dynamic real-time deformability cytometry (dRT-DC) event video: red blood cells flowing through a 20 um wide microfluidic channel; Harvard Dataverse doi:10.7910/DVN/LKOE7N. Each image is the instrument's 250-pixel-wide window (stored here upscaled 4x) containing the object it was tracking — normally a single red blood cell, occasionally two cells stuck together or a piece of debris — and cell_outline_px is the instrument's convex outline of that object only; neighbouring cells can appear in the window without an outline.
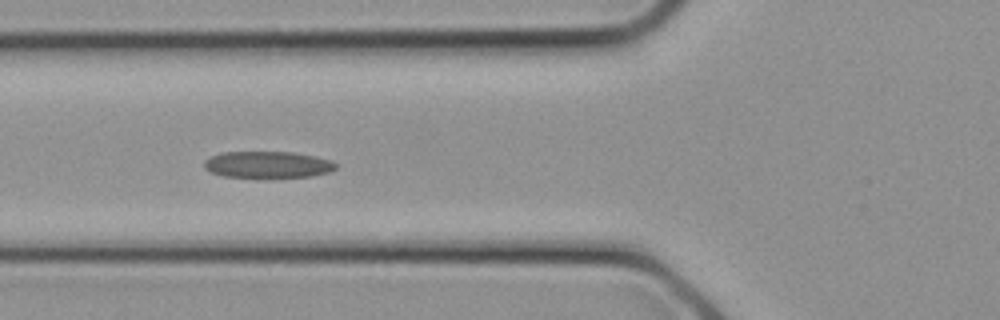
{"species": "common noctule bat (a hibernating species)", "species_latin": "Nyctalus noctula", "temperature_condition": "cold", "stored_images_in_passage": 12, "camera_frame_rate_fps": 3000, "um_per_image_px": 0.085, "animal": {"sex": "female", "body_mass_g": 21.9}, "frame": {"image": 1, "passage_image": 9, "time_ms": 2.667, "image_size_px": [1000, 320], "cell_outline_px": [[336, 168], [328, 172], [312, 176], [224, 176], [212, 172], [204, 168], [204, 160], [212, 156], [224, 152], [292, 152], [316, 156], [332, 160], [336, 164]], "centroid_in_image_um": [22.77, 13.97], "position_along_channel_um": 103.0, "area_um2": 19.94}}
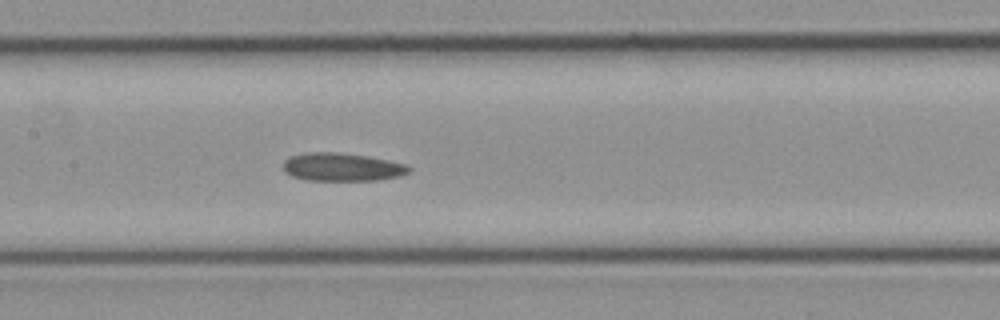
{"frame": {"image": 2, "passage_image": 12, "time_ms": 3.667, "image_size_px": [1000, 320], "cell_outline_px": [[412, 168], [408, 172], [400, 176], [380, 180], [304, 180], [292, 176], [284, 172], [284, 160], [288, 156], [308, 152], [336, 152], [368, 156], [408, 164]], "centroid_in_image_um": [29.07, 14.19], "position_along_channel_um": 178.3, "area_um2": 20.81}}